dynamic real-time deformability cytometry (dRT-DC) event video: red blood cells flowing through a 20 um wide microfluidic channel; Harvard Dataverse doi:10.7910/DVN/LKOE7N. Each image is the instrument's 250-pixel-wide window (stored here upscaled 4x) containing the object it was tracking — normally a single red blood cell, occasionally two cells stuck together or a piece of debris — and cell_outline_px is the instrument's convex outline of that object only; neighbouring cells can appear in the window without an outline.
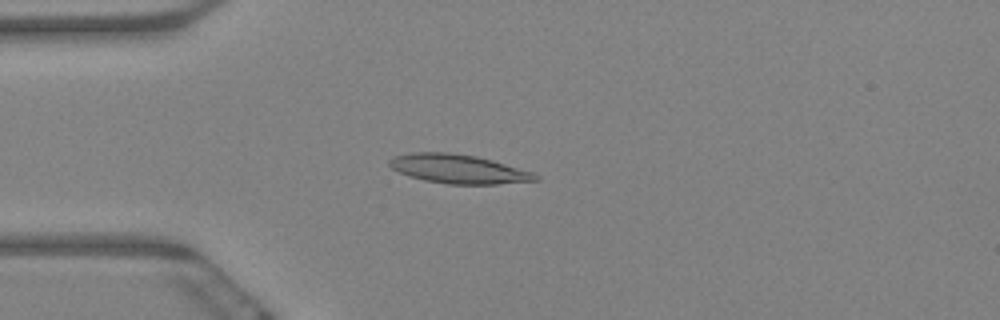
{"species": "Egyptian fruit bat (a non-hibernating species)", "species_latin": "Rousettus aegyptiacus", "temperature_condition": "warm", "stored_images_in_passage": 60, "camera_frame_rate_fps": 3000, "um_per_image_px": 0.085, "animal": {"sex": "female"}, "frame": {"image": 1, "passage_image": 16, "time_ms": 5.0, "image_size_px": [1000, 320], "cell_outline_px": [[540, 180], [496, 184], [448, 184], [424, 180], [408, 176], [392, 168], [388, 164], [388, 160], [392, 156], [412, 152], [448, 152], [476, 156], [492, 160], [532, 172], [540, 176]], "centroid_in_image_um": [38.93, 14.36], "position_along_channel_um": 46.1, "area_um2": 24.68}}
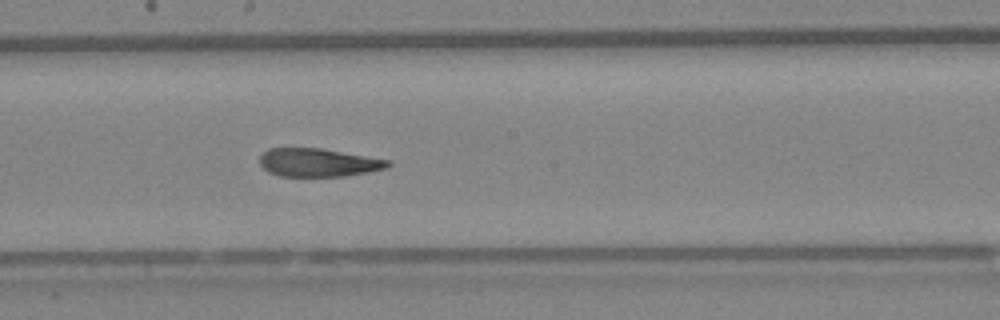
{"frame": {"image": 2, "passage_image": 33, "time_ms": 10.667, "image_size_px": [1000, 320], "cell_outline_px": [[392, 164], [388, 168], [368, 172], [344, 176], [280, 176], [268, 172], [260, 164], [260, 156], [268, 148], [320, 148], [392, 160]], "centroid_in_image_um": [27.09, 13.81], "position_along_channel_um": 221.1, "area_um2": 21.21}}
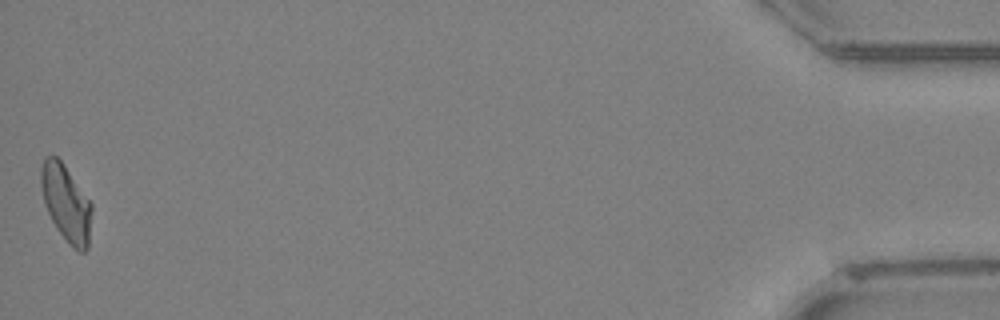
{"frame": {"image": 3, "passage_image": 60, "time_ms": 19.667, "image_size_px": [1000, 320], "cell_outline_px": [[92, 212], [88, 248], [84, 252], [76, 252], [68, 244], [56, 228], [44, 204], [40, 184], [40, 172], [44, 156], [56, 156], [64, 164], [92, 204]], "centroid_in_image_um": [5.62, 17.29], "position_along_channel_um": 429.6, "area_um2": 22.83}, "authors_computed_cell_mechanics": {"area_um2": 22.9755, "velocity_mm_per_s": 3.3951, "shape_relaxation_time_tau1_ms": null, "shape_relaxation_time_tau2_ms": 2.2091, "deformation_change_tau1": null, "deformation_change_tau2": 0.1023}}